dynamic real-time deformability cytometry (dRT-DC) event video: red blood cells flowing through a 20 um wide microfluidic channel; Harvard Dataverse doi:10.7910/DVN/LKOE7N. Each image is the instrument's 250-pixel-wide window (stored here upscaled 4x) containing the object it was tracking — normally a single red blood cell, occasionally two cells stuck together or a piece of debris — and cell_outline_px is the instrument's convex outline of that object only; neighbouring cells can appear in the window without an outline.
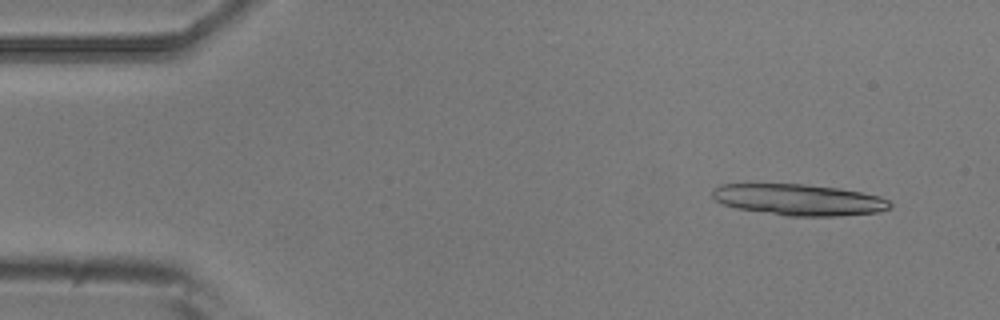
{"species": "common noctule bat (a hibernating species)", "species_latin": "Nyctalus noctula", "temperature_condition": "room temperature", "stored_images_in_passage": 4, "camera_frame_rate_fps": 3000, "um_per_image_px": 0.085, "animal": {"sex": "male", "body_mass_g": 20.5, "forearm_length_mm": 52.5}, "frame": {"image": 1, "passage_image": 1, "time_ms": 0.0, "image_size_px": [1000, 320], "cell_outline_px": [[892, 208], [880, 212], [840, 216], [788, 216], [736, 208], [724, 204], [716, 200], [712, 196], [712, 188], [720, 184], [804, 184], [840, 188], [880, 196], [888, 200], [892, 204]], "centroid_in_image_um": [67.93, 16.98], "position_along_channel_um": 17.1, "area_um2": 32.54}}
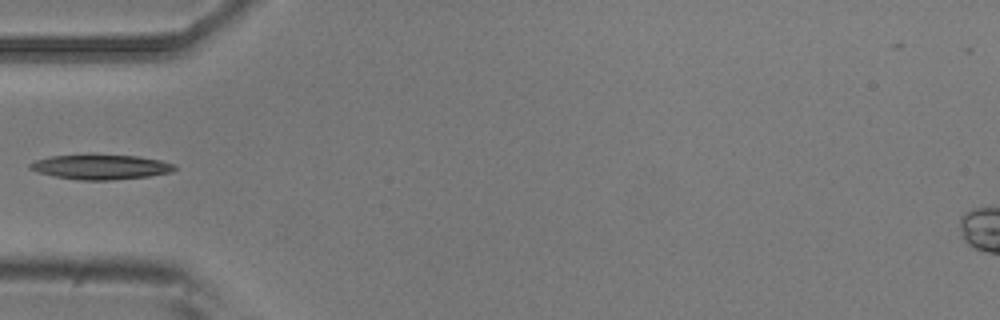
{"frame": {"image": 2, "passage_image": 4, "time_ms": 1.0, "image_size_px": [1000, 320], "cell_outline_px": [[176, 168], [172, 172], [148, 176], [112, 180], [80, 180], [56, 176], [40, 172], [28, 168], [28, 164], [36, 160], [52, 156], [140, 156], [160, 160], [176, 164]], "centroid_in_image_um": [8.62, 14.21], "position_along_channel_um": 76.4, "area_um2": 20.35}}